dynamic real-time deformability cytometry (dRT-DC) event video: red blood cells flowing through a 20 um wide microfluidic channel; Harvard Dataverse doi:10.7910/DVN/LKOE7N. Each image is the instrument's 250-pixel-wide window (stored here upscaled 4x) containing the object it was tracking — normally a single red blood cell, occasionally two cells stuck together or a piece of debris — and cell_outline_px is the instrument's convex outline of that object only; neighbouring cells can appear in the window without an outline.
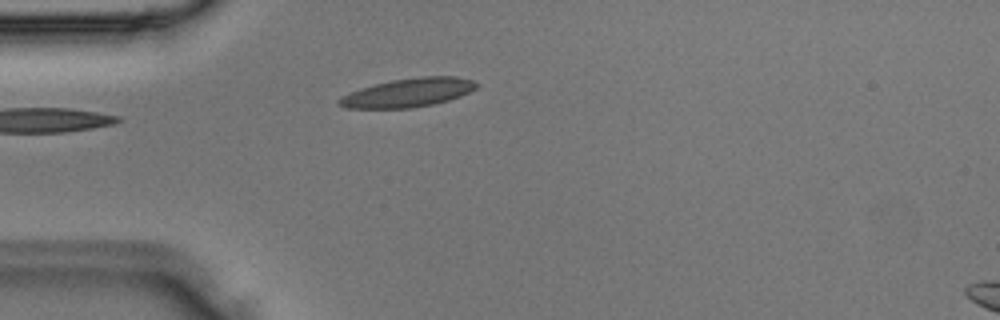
{"species": "Egyptian fruit bat (a non-hibernating species)", "species_latin": "Rousettus aegyptiacus", "temperature_condition": "room temperature", "stored_images_in_passage": 2, "camera_frame_rate_fps": 3000, "um_per_image_px": 0.085, "animal": {"sex": "male"}, "frame": {"image": 1, "passage_image": 2, "time_ms": 0.333, "image_size_px": [1000, 320], "cell_outline_px": [[480, 84], [476, 88], [460, 96], [448, 100], [432, 104], [412, 108], [348, 108], [336, 104], [336, 100], [360, 88], [392, 80], [424, 76], [456, 76], [472, 80]], "centroid_in_image_um": [34.71, 7.87], "position_along_channel_um": 50.3, "area_um2": 22.77}}